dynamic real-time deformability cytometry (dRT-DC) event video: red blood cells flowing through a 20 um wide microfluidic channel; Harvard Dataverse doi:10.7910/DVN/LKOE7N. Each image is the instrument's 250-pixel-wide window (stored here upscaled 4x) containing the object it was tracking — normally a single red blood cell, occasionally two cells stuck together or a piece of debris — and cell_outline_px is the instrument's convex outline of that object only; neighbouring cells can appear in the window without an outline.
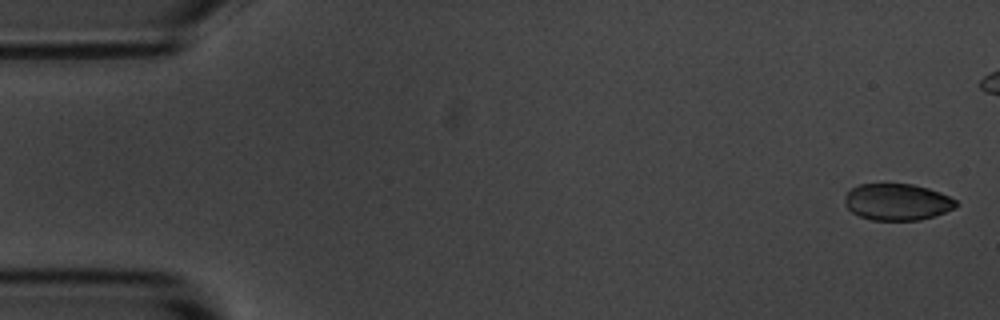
{"species": "common noctule bat (a hibernating species)", "species_latin": "Nyctalus noctula", "temperature_condition": "room temperature", "stored_images_in_passage": 6, "camera_frame_rate_fps": 3000, "um_per_image_px": 0.085, "animal": {"sex": "male", "body_mass_g": 20.1, "forearm_length_mm": 53.5}, "frame": {"image": 1, "passage_image": 1, "time_ms": 0.0, "image_size_px": [1000, 320], "cell_outline_px": [[960, 204], [956, 208], [920, 220], [872, 220], [860, 216], [852, 212], [844, 204], [844, 196], [852, 188], [860, 184], [912, 184], [928, 188], [940, 192], [956, 200]], "centroid_in_image_um": [76.27, 17.16], "position_along_channel_um": 8.7, "area_um2": 23.76}}